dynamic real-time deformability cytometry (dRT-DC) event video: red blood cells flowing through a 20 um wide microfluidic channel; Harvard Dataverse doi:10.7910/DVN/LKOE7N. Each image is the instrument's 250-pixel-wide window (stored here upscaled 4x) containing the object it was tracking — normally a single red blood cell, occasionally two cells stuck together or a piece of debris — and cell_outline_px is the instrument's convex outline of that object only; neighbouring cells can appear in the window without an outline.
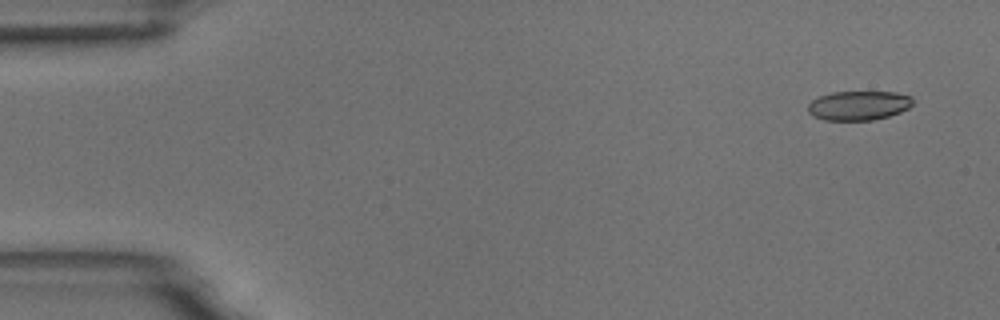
{"species": "common noctule bat (a hibernating species)", "species_latin": "Nyctalus noctula", "temperature_condition": "room temperature", "stored_images_in_passage": 5, "segment_of_instrument_passage": [1, 2], "camera_frame_rate_fps": 3000, "um_per_image_px": 0.085, "animal": {"sex": "male", "body_mass_g": 18.8}, "frame": {"image": 1, "passage_image": 1, "time_ms": 0.0, "image_size_px": [1000, 320], "cell_outline_px": [[912, 104], [908, 108], [900, 112], [888, 116], [872, 120], [824, 120], [812, 116], [808, 112], [808, 104], [812, 100], [820, 96], [832, 92], [896, 92], [912, 96]], "centroid_in_image_um": [72.97, 8.97], "position_along_channel_um": 12.0, "area_um2": 17.92}}
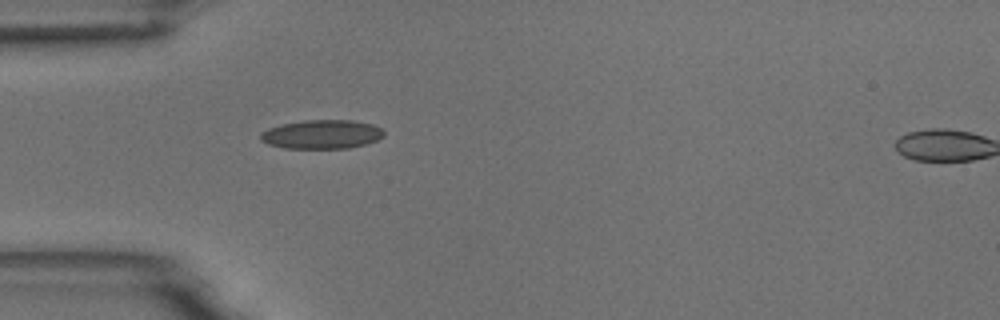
{"frame": {"image": 2, "passage_image": 4, "time_ms": 4.333, "image_size_px": [1000, 320], "cell_outline_px": [[384, 136], [376, 140], [364, 144], [348, 148], [284, 148], [268, 144], [260, 140], [260, 132], [268, 128], [280, 124], [304, 120], [352, 120], [372, 124], [380, 128], [384, 132]], "centroid_in_image_um": [27.31, 11.41], "position_along_channel_um": 57.7, "area_um2": 20.81}}